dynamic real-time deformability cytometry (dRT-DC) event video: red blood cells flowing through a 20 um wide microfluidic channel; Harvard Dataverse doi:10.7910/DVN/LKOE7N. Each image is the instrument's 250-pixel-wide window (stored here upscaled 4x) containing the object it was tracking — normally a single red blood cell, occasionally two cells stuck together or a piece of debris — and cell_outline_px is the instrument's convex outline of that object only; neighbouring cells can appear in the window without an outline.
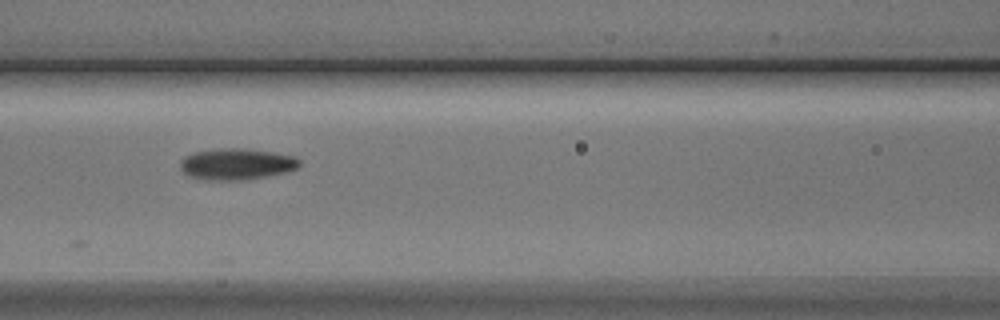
{"species": "Egyptian fruit bat (a non-hibernating species)", "species_latin": "Rousettus aegyptiacus", "temperature_condition": "cold", "stored_images_in_passage": 11, "camera_frame_rate_fps": 3000, "um_per_image_px": 0.085, "animal": {"sex": "male"}, "frame": {"image": 1, "passage_image": 7, "time_ms": 7.667, "image_size_px": [1000, 320], "cell_outline_px": [[300, 164], [296, 168], [284, 172], [264, 176], [240, 180], [208, 180], [192, 176], [184, 172], [180, 168], [180, 160], [184, 156], [196, 152], [220, 148], [244, 148], [272, 152], [292, 156], [300, 160]], "centroid_in_image_um": [20.08, 13.93], "position_along_channel_um": 146.5, "area_um2": 21.39}}
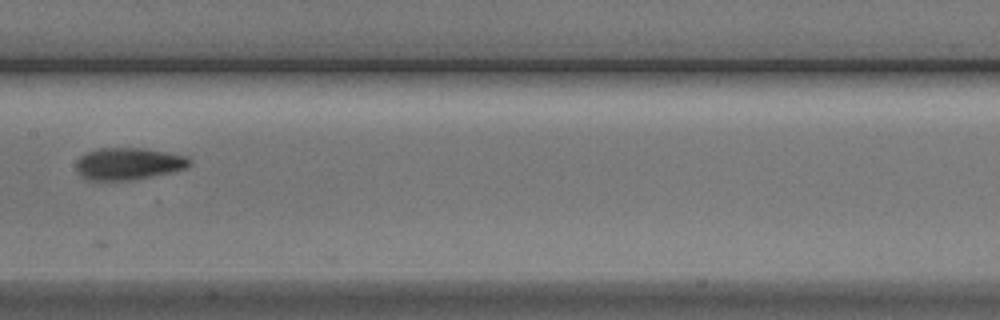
{"frame": {"image": 2, "passage_image": 8, "time_ms": 9.0, "image_size_px": [1000, 320], "cell_outline_px": [[192, 164], [184, 168], [168, 172], [128, 180], [88, 180], [80, 176], [76, 168], [76, 160], [80, 156], [96, 148], [144, 148], [184, 156]], "centroid_in_image_um": [10.82, 13.91], "position_along_channel_um": 196.6, "area_um2": 20.75}}
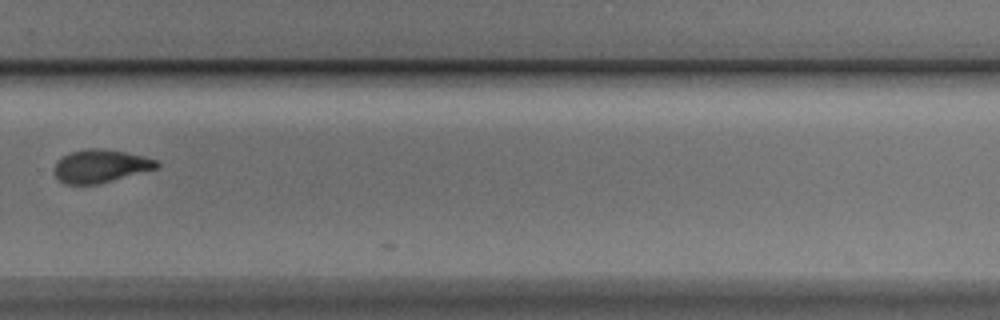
{"frame": {"image": 3, "passage_image": 11, "time_ms": 12.333, "image_size_px": [1000, 320], "cell_outline_px": [[160, 164], [156, 168], [112, 180], [96, 184], [64, 184], [56, 176], [56, 164], [68, 152], [84, 148], [100, 148], [124, 152], [156, 160]], "centroid_in_image_um": [8.52, 14.1], "position_along_channel_um": 321.3, "area_um2": 19.19}}